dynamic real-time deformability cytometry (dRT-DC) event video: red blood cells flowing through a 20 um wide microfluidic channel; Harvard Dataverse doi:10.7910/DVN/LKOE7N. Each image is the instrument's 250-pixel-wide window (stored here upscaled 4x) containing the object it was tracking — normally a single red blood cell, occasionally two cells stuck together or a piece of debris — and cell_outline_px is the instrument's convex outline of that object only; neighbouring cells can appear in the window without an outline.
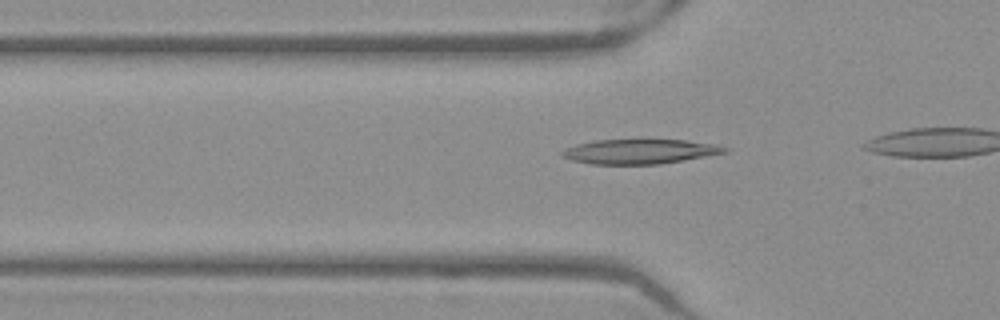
{"species": "Egyptian fruit bat (a non-hibernating species)", "species_latin": "Rousettus aegyptiacus", "temperature_condition": "warm", "stored_images_in_passage": 18, "camera_frame_rate_fps": 3000, "um_per_image_px": 0.085, "frame": {"image": 1, "passage_image": 13, "time_ms": 4.0, "image_size_px": [1000, 320], "cell_outline_px": [[732, 148], [728, 152], [684, 160], [660, 164], [592, 164], [572, 160], [560, 156], [560, 152], [564, 148], [576, 144], [596, 140], [684, 140], [716, 144]], "centroid_in_image_um": [54.39, 12.88], "position_along_channel_um": 71.4, "area_um2": 23.47}}